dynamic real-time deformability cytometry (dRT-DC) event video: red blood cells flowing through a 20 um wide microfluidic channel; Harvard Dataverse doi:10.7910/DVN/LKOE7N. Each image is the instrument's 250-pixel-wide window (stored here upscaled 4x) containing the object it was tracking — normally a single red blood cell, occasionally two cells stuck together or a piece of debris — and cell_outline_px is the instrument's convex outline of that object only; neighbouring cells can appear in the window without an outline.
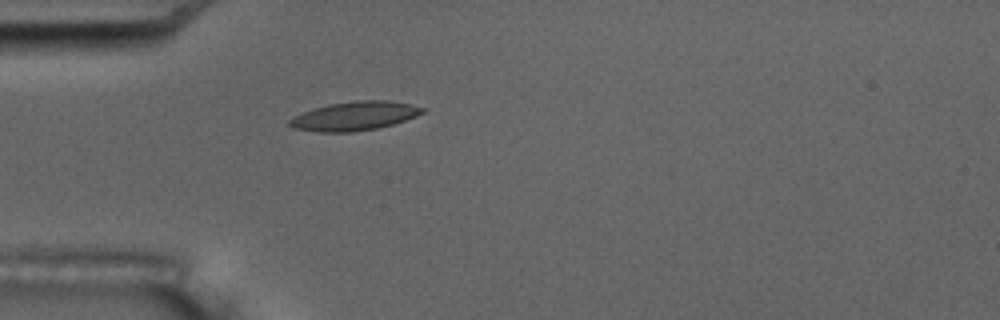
{"species": "common noctule bat (a hibernating species)", "species_latin": "Nyctalus noctula", "temperature_condition": "room temperature", "stored_images_in_passage": 5, "camera_frame_rate_fps": 3000, "um_per_image_px": 0.085, "animal": {"sex": "male", "body_mass_g": 17.5, "forearm_length_mm": 52.3}, "frame": {"image": 1, "passage_image": 5, "time_ms": 5.333, "image_size_px": [1000, 320], "cell_outline_px": [[428, 108], [424, 112], [416, 116], [392, 124], [376, 128], [352, 132], [316, 132], [292, 128], [288, 124], [288, 120], [292, 116], [328, 104], [356, 100], [388, 100], [412, 104]], "centroid_in_image_um": [30.13, 9.85], "position_along_channel_um": 54.9, "area_um2": 22.48}}